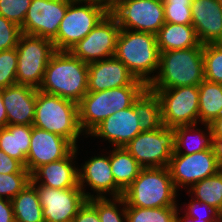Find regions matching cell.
Here are the masks:
<instances>
[{"label":"cell","instance_id":"7c38bea8","mask_svg":"<svg viewBox=\"0 0 222 222\" xmlns=\"http://www.w3.org/2000/svg\"><path fill=\"white\" fill-rule=\"evenodd\" d=\"M119 32L117 20L108 12L84 39L71 47L69 52L85 63L113 57Z\"/></svg>","mask_w":222,"mask_h":222},{"label":"cell","instance_id":"5bb4252c","mask_svg":"<svg viewBox=\"0 0 222 222\" xmlns=\"http://www.w3.org/2000/svg\"><path fill=\"white\" fill-rule=\"evenodd\" d=\"M70 0H31L20 26L24 34L53 40L64 18Z\"/></svg>","mask_w":222,"mask_h":222},{"label":"cell","instance_id":"9c48e42d","mask_svg":"<svg viewBox=\"0 0 222 222\" xmlns=\"http://www.w3.org/2000/svg\"><path fill=\"white\" fill-rule=\"evenodd\" d=\"M160 99L162 124L165 127L199 123L198 86H181L163 90H150Z\"/></svg>","mask_w":222,"mask_h":222},{"label":"cell","instance_id":"7bdbcfd3","mask_svg":"<svg viewBox=\"0 0 222 222\" xmlns=\"http://www.w3.org/2000/svg\"><path fill=\"white\" fill-rule=\"evenodd\" d=\"M213 149L218 161L222 168V137H214Z\"/></svg>","mask_w":222,"mask_h":222},{"label":"cell","instance_id":"4fadbf2b","mask_svg":"<svg viewBox=\"0 0 222 222\" xmlns=\"http://www.w3.org/2000/svg\"><path fill=\"white\" fill-rule=\"evenodd\" d=\"M168 169L175 189L179 190V186L191 187L198 181L215 175L222 168L214 149H207L192 154H173Z\"/></svg>","mask_w":222,"mask_h":222},{"label":"cell","instance_id":"2e32d148","mask_svg":"<svg viewBox=\"0 0 222 222\" xmlns=\"http://www.w3.org/2000/svg\"><path fill=\"white\" fill-rule=\"evenodd\" d=\"M88 92H99L124 86H147L115 56L88 63Z\"/></svg>","mask_w":222,"mask_h":222},{"label":"cell","instance_id":"e0dca14e","mask_svg":"<svg viewBox=\"0 0 222 222\" xmlns=\"http://www.w3.org/2000/svg\"><path fill=\"white\" fill-rule=\"evenodd\" d=\"M74 148L67 139L32 126L26 169L32 173L42 165L65 158Z\"/></svg>","mask_w":222,"mask_h":222},{"label":"cell","instance_id":"7a4b0ae2","mask_svg":"<svg viewBox=\"0 0 222 222\" xmlns=\"http://www.w3.org/2000/svg\"><path fill=\"white\" fill-rule=\"evenodd\" d=\"M158 71L152 75L149 90L198 86L204 80L203 45L160 52Z\"/></svg>","mask_w":222,"mask_h":222},{"label":"cell","instance_id":"d6986e66","mask_svg":"<svg viewBox=\"0 0 222 222\" xmlns=\"http://www.w3.org/2000/svg\"><path fill=\"white\" fill-rule=\"evenodd\" d=\"M141 131L134 103L103 120L89 135L102 137L115 147H125Z\"/></svg>","mask_w":222,"mask_h":222},{"label":"cell","instance_id":"30bf717a","mask_svg":"<svg viewBox=\"0 0 222 222\" xmlns=\"http://www.w3.org/2000/svg\"><path fill=\"white\" fill-rule=\"evenodd\" d=\"M109 12L120 29L156 35L165 24L162 0H123Z\"/></svg>","mask_w":222,"mask_h":222},{"label":"cell","instance_id":"8992f818","mask_svg":"<svg viewBox=\"0 0 222 222\" xmlns=\"http://www.w3.org/2000/svg\"><path fill=\"white\" fill-rule=\"evenodd\" d=\"M148 86H124L88 92L78 103L79 124L86 135L117 111L129 108Z\"/></svg>","mask_w":222,"mask_h":222},{"label":"cell","instance_id":"8fae6325","mask_svg":"<svg viewBox=\"0 0 222 222\" xmlns=\"http://www.w3.org/2000/svg\"><path fill=\"white\" fill-rule=\"evenodd\" d=\"M143 167H168L174 153V128L142 131L124 147Z\"/></svg>","mask_w":222,"mask_h":222},{"label":"cell","instance_id":"f35d334b","mask_svg":"<svg viewBox=\"0 0 222 222\" xmlns=\"http://www.w3.org/2000/svg\"><path fill=\"white\" fill-rule=\"evenodd\" d=\"M188 206L186 207L187 211H186V215H188L189 217L192 218H197L198 220H206L207 222H216L218 220V215H217V211L214 210L212 207L208 206L206 203L201 202L199 200H196L194 198L191 199V201L187 204ZM203 208H202V207ZM198 207H200V209L202 208L205 211H208L206 213H208L209 215H205L203 216L201 213V215L199 214ZM203 212V211H202ZM205 213V212H204ZM212 214V215H210Z\"/></svg>","mask_w":222,"mask_h":222},{"label":"cell","instance_id":"cb8c5ba5","mask_svg":"<svg viewBox=\"0 0 222 222\" xmlns=\"http://www.w3.org/2000/svg\"><path fill=\"white\" fill-rule=\"evenodd\" d=\"M32 125H7L0 129V150L20 161L26 168Z\"/></svg>","mask_w":222,"mask_h":222},{"label":"cell","instance_id":"83f0119b","mask_svg":"<svg viewBox=\"0 0 222 222\" xmlns=\"http://www.w3.org/2000/svg\"><path fill=\"white\" fill-rule=\"evenodd\" d=\"M141 131H154L163 126L159 97L148 88L134 102Z\"/></svg>","mask_w":222,"mask_h":222},{"label":"cell","instance_id":"ac0fdd59","mask_svg":"<svg viewBox=\"0 0 222 222\" xmlns=\"http://www.w3.org/2000/svg\"><path fill=\"white\" fill-rule=\"evenodd\" d=\"M81 167V169H78L79 187L87 200L91 198H106L104 193H111L110 195L113 198L123 196L124 192L116 185L111 172L110 154L109 156H94L87 162L85 161ZM85 182L91 187V190L96 191L97 195H91L89 192L85 193L83 188L85 187Z\"/></svg>","mask_w":222,"mask_h":222},{"label":"cell","instance_id":"c3c4849f","mask_svg":"<svg viewBox=\"0 0 222 222\" xmlns=\"http://www.w3.org/2000/svg\"><path fill=\"white\" fill-rule=\"evenodd\" d=\"M218 215V221L222 222V207L220 208V210L217 212Z\"/></svg>","mask_w":222,"mask_h":222},{"label":"cell","instance_id":"60d3db41","mask_svg":"<svg viewBox=\"0 0 222 222\" xmlns=\"http://www.w3.org/2000/svg\"><path fill=\"white\" fill-rule=\"evenodd\" d=\"M73 222H101L96 208L88 201L79 208Z\"/></svg>","mask_w":222,"mask_h":222},{"label":"cell","instance_id":"3957f363","mask_svg":"<svg viewBox=\"0 0 222 222\" xmlns=\"http://www.w3.org/2000/svg\"><path fill=\"white\" fill-rule=\"evenodd\" d=\"M114 56L127 66L136 79L148 86L152 81L150 75L159 69L160 52L156 35L120 29Z\"/></svg>","mask_w":222,"mask_h":222},{"label":"cell","instance_id":"7402d4cb","mask_svg":"<svg viewBox=\"0 0 222 222\" xmlns=\"http://www.w3.org/2000/svg\"><path fill=\"white\" fill-rule=\"evenodd\" d=\"M36 94L37 89L27 85L15 84L2 89L8 125H33Z\"/></svg>","mask_w":222,"mask_h":222},{"label":"cell","instance_id":"4316f807","mask_svg":"<svg viewBox=\"0 0 222 222\" xmlns=\"http://www.w3.org/2000/svg\"><path fill=\"white\" fill-rule=\"evenodd\" d=\"M15 222H44L36 187L30 182L12 200Z\"/></svg>","mask_w":222,"mask_h":222},{"label":"cell","instance_id":"8d00e7d4","mask_svg":"<svg viewBox=\"0 0 222 222\" xmlns=\"http://www.w3.org/2000/svg\"><path fill=\"white\" fill-rule=\"evenodd\" d=\"M31 0H0V15L21 26Z\"/></svg>","mask_w":222,"mask_h":222},{"label":"cell","instance_id":"1f68e13d","mask_svg":"<svg viewBox=\"0 0 222 222\" xmlns=\"http://www.w3.org/2000/svg\"><path fill=\"white\" fill-rule=\"evenodd\" d=\"M204 79L222 84V43L203 45Z\"/></svg>","mask_w":222,"mask_h":222},{"label":"cell","instance_id":"f546056e","mask_svg":"<svg viewBox=\"0 0 222 222\" xmlns=\"http://www.w3.org/2000/svg\"><path fill=\"white\" fill-rule=\"evenodd\" d=\"M191 188V189H190ZM189 188L195 199L206 203L217 212L222 207V169L215 175L198 181Z\"/></svg>","mask_w":222,"mask_h":222},{"label":"cell","instance_id":"74e56055","mask_svg":"<svg viewBox=\"0 0 222 222\" xmlns=\"http://www.w3.org/2000/svg\"><path fill=\"white\" fill-rule=\"evenodd\" d=\"M21 34L20 26L0 15V52L16 48Z\"/></svg>","mask_w":222,"mask_h":222},{"label":"cell","instance_id":"bcb514c9","mask_svg":"<svg viewBox=\"0 0 222 222\" xmlns=\"http://www.w3.org/2000/svg\"><path fill=\"white\" fill-rule=\"evenodd\" d=\"M100 4H102L108 11L113 9L119 2L123 0H97Z\"/></svg>","mask_w":222,"mask_h":222},{"label":"cell","instance_id":"4dcf8cb0","mask_svg":"<svg viewBox=\"0 0 222 222\" xmlns=\"http://www.w3.org/2000/svg\"><path fill=\"white\" fill-rule=\"evenodd\" d=\"M177 207L140 208L126 206L127 222H176Z\"/></svg>","mask_w":222,"mask_h":222},{"label":"cell","instance_id":"d4e9b609","mask_svg":"<svg viewBox=\"0 0 222 222\" xmlns=\"http://www.w3.org/2000/svg\"><path fill=\"white\" fill-rule=\"evenodd\" d=\"M202 125H204L207 130L206 134L205 132L201 131V129H196L197 124L174 127L173 154H192L196 152H202L207 149H213L214 137L210 125L209 124H202ZM193 132H196L197 134L194 136V138H189V136L193 134H188V133H193ZM183 147L186 148L185 152L182 151Z\"/></svg>","mask_w":222,"mask_h":222},{"label":"cell","instance_id":"9a60e30c","mask_svg":"<svg viewBox=\"0 0 222 222\" xmlns=\"http://www.w3.org/2000/svg\"><path fill=\"white\" fill-rule=\"evenodd\" d=\"M33 185L39 195L44 222L72 220L87 200L81 188L55 189Z\"/></svg>","mask_w":222,"mask_h":222},{"label":"cell","instance_id":"b9f144b4","mask_svg":"<svg viewBox=\"0 0 222 222\" xmlns=\"http://www.w3.org/2000/svg\"><path fill=\"white\" fill-rule=\"evenodd\" d=\"M0 222H15L11 200L0 198Z\"/></svg>","mask_w":222,"mask_h":222},{"label":"cell","instance_id":"d6a6232c","mask_svg":"<svg viewBox=\"0 0 222 222\" xmlns=\"http://www.w3.org/2000/svg\"><path fill=\"white\" fill-rule=\"evenodd\" d=\"M88 201L96 208L101 222H127L126 206L123 197H116L112 199H107V197L91 198L88 199ZM116 203H118V206ZM119 205L124 206L122 207L121 212L118 210Z\"/></svg>","mask_w":222,"mask_h":222},{"label":"cell","instance_id":"ffe728a7","mask_svg":"<svg viewBox=\"0 0 222 222\" xmlns=\"http://www.w3.org/2000/svg\"><path fill=\"white\" fill-rule=\"evenodd\" d=\"M192 25L202 45L222 43V3L218 0H192Z\"/></svg>","mask_w":222,"mask_h":222},{"label":"cell","instance_id":"5b68a950","mask_svg":"<svg viewBox=\"0 0 222 222\" xmlns=\"http://www.w3.org/2000/svg\"><path fill=\"white\" fill-rule=\"evenodd\" d=\"M32 126L67 139L74 147H77V139L83 133L77 103L38 89Z\"/></svg>","mask_w":222,"mask_h":222},{"label":"cell","instance_id":"277c9868","mask_svg":"<svg viewBox=\"0 0 222 222\" xmlns=\"http://www.w3.org/2000/svg\"><path fill=\"white\" fill-rule=\"evenodd\" d=\"M125 206L140 208L177 207V190L168 167L142 168L124 191Z\"/></svg>","mask_w":222,"mask_h":222},{"label":"cell","instance_id":"d590c367","mask_svg":"<svg viewBox=\"0 0 222 222\" xmlns=\"http://www.w3.org/2000/svg\"><path fill=\"white\" fill-rule=\"evenodd\" d=\"M17 60L16 48L0 52V89L17 84Z\"/></svg>","mask_w":222,"mask_h":222},{"label":"cell","instance_id":"e575fe53","mask_svg":"<svg viewBox=\"0 0 222 222\" xmlns=\"http://www.w3.org/2000/svg\"><path fill=\"white\" fill-rule=\"evenodd\" d=\"M31 182V173H0V198L12 200Z\"/></svg>","mask_w":222,"mask_h":222},{"label":"cell","instance_id":"7dc6e473","mask_svg":"<svg viewBox=\"0 0 222 222\" xmlns=\"http://www.w3.org/2000/svg\"><path fill=\"white\" fill-rule=\"evenodd\" d=\"M178 211L176 213V222H207L206 220H198L197 218L189 217L188 215L184 214L185 216L179 217Z\"/></svg>","mask_w":222,"mask_h":222},{"label":"cell","instance_id":"603a6c76","mask_svg":"<svg viewBox=\"0 0 222 222\" xmlns=\"http://www.w3.org/2000/svg\"><path fill=\"white\" fill-rule=\"evenodd\" d=\"M156 38L159 52L183 50L200 44L193 25L165 22Z\"/></svg>","mask_w":222,"mask_h":222},{"label":"cell","instance_id":"6da1fadb","mask_svg":"<svg viewBox=\"0 0 222 222\" xmlns=\"http://www.w3.org/2000/svg\"><path fill=\"white\" fill-rule=\"evenodd\" d=\"M88 63L69 51H56L44 72L38 90L79 103L88 93Z\"/></svg>","mask_w":222,"mask_h":222},{"label":"cell","instance_id":"ba28073f","mask_svg":"<svg viewBox=\"0 0 222 222\" xmlns=\"http://www.w3.org/2000/svg\"><path fill=\"white\" fill-rule=\"evenodd\" d=\"M16 50L17 84L39 89L46 66L56 52L54 43L47 38L22 33Z\"/></svg>","mask_w":222,"mask_h":222},{"label":"cell","instance_id":"44dd1931","mask_svg":"<svg viewBox=\"0 0 222 222\" xmlns=\"http://www.w3.org/2000/svg\"><path fill=\"white\" fill-rule=\"evenodd\" d=\"M77 150L75 147L65 158L36 168L31 173V183L55 189L80 188L78 168L72 161Z\"/></svg>","mask_w":222,"mask_h":222},{"label":"cell","instance_id":"836d02e7","mask_svg":"<svg viewBox=\"0 0 222 222\" xmlns=\"http://www.w3.org/2000/svg\"><path fill=\"white\" fill-rule=\"evenodd\" d=\"M165 22L192 25V0H162Z\"/></svg>","mask_w":222,"mask_h":222},{"label":"cell","instance_id":"484cf974","mask_svg":"<svg viewBox=\"0 0 222 222\" xmlns=\"http://www.w3.org/2000/svg\"><path fill=\"white\" fill-rule=\"evenodd\" d=\"M110 165L115 183L123 192L143 168L124 147H114L110 151Z\"/></svg>","mask_w":222,"mask_h":222},{"label":"cell","instance_id":"f6af8a7d","mask_svg":"<svg viewBox=\"0 0 222 222\" xmlns=\"http://www.w3.org/2000/svg\"><path fill=\"white\" fill-rule=\"evenodd\" d=\"M8 125L7 113L3 104L2 89H0V129Z\"/></svg>","mask_w":222,"mask_h":222},{"label":"cell","instance_id":"ee69618b","mask_svg":"<svg viewBox=\"0 0 222 222\" xmlns=\"http://www.w3.org/2000/svg\"><path fill=\"white\" fill-rule=\"evenodd\" d=\"M213 133V137H222V115L217 117L209 124Z\"/></svg>","mask_w":222,"mask_h":222},{"label":"cell","instance_id":"ab89813d","mask_svg":"<svg viewBox=\"0 0 222 222\" xmlns=\"http://www.w3.org/2000/svg\"><path fill=\"white\" fill-rule=\"evenodd\" d=\"M0 173H30L25 166L18 160L10 157L4 151L0 150Z\"/></svg>","mask_w":222,"mask_h":222},{"label":"cell","instance_id":"52a82bcc","mask_svg":"<svg viewBox=\"0 0 222 222\" xmlns=\"http://www.w3.org/2000/svg\"><path fill=\"white\" fill-rule=\"evenodd\" d=\"M81 3L85 5L82 6ZM108 12L97 0H70L58 34L52 40L56 51H69L84 39Z\"/></svg>","mask_w":222,"mask_h":222},{"label":"cell","instance_id":"f1b7e54d","mask_svg":"<svg viewBox=\"0 0 222 222\" xmlns=\"http://www.w3.org/2000/svg\"><path fill=\"white\" fill-rule=\"evenodd\" d=\"M199 122L210 124L222 115V84L205 79L198 85Z\"/></svg>","mask_w":222,"mask_h":222}]
</instances>
